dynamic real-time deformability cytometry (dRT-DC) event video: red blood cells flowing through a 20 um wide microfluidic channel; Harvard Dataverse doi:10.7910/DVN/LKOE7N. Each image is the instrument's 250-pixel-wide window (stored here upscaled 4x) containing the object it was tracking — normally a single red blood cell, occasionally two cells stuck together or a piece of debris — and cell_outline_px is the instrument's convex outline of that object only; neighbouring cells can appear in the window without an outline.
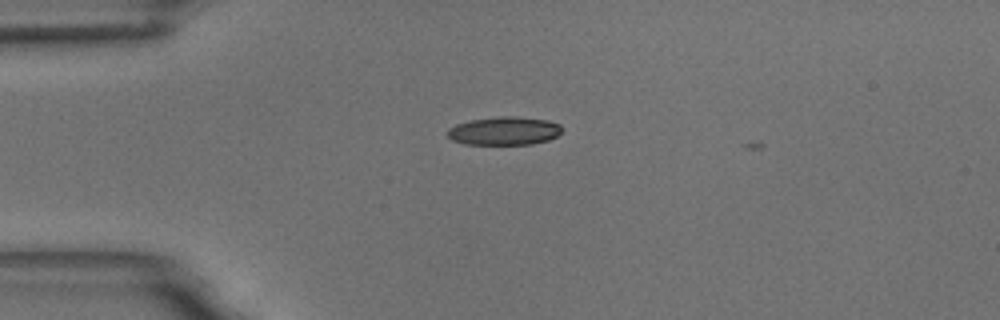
{"species": "common noctule bat (a hibernating species)", "species_latin": "Nyctalus noctula", "temperature_condition": "room temperature", "stored_images_in_passage": 45, "camera_frame_rate_fps": 3000, "um_per_image_px": 0.085, "animal": {"sex": "male", "body_mass_g": 18.8}, "frame": {"image": 1, "passage_image": 9, "time_ms": 2.667, "image_size_px": [1000, 320], "cell_outline_px": [[564, 128], [556, 136], [548, 140], [532, 144], [464, 144], [452, 140], [448, 136], [448, 128], [456, 124], [472, 120], [500, 116], [516, 116], [548, 120], [560, 124]], "centroid_in_image_um": [42.88, 11.12], "position_along_channel_um": 42.1, "area_um2": 18.9}}
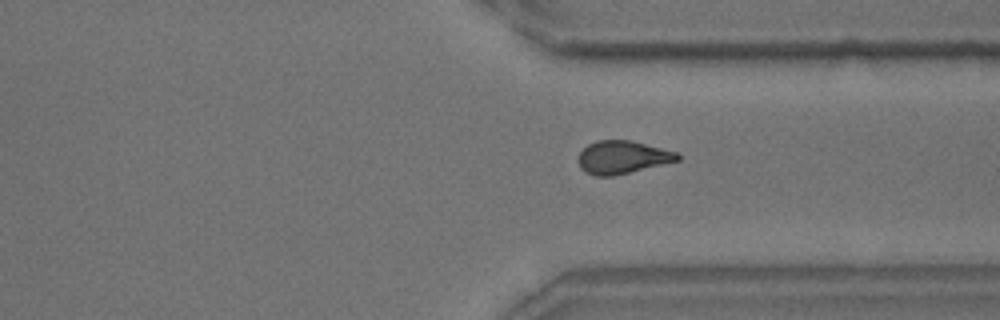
{"frame": {"image": 2, "passage_image": 37, "time_ms": 12.0, "image_size_px": [1000, 320], "cell_outline_px": [[680, 160], [612, 176], [596, 176], [580, 168], [576, 160], [580, 152], [588, 144], [596, 140], [632, 140], [676, 152], [680, 156]], "centroid_in_image_um": [52.87, 13.35], "position_along_channel_um": 358.5, "area_um2": 18.96}}
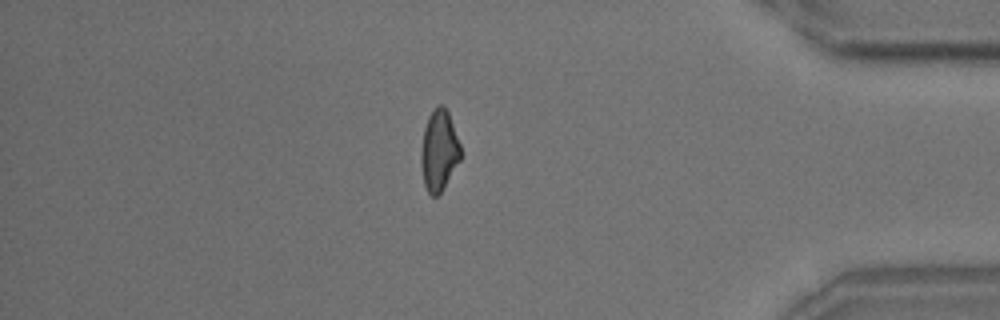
{"frame": {"image": 3, "passage_image": 43, "time_ms": 14.0, "image_size_px": [1000, 320], "cell_outline_px": [[460, 160], [444, 188], [436, 196], [432, 196], [428, 192], [424, 184], [420, 164], [420, 148], [424, 128], [428, 116], [432, 108], [436, 104], [444, 104], [448, 112], [460, 144]], "centroid_in_image_um": [37.29, 12.76], "position_along_channel_um": 397.9, "area_um2": 18.9}}